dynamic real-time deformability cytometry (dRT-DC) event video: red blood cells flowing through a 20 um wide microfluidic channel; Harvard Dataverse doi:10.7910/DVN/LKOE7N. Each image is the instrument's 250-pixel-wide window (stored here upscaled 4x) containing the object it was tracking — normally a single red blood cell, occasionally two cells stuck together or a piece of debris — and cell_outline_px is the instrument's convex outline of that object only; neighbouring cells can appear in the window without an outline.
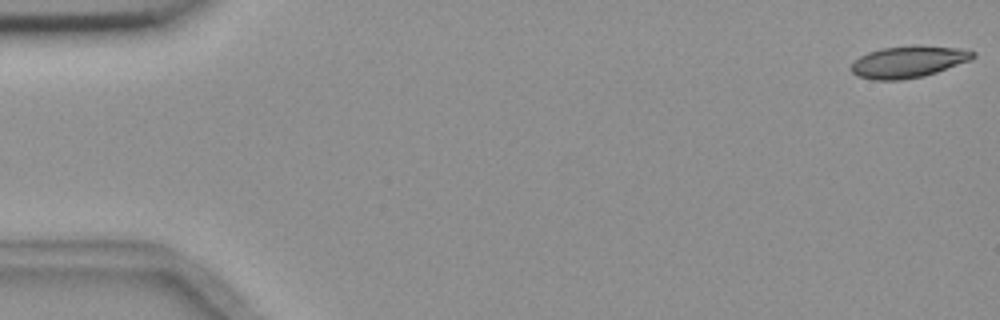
{"species": "common noctule bat (a hibernating species)", "species_latin": "Nyctalus noctula", "temperature_condition": "room temperature", "stored_images_in_passage": 6, "segment_of_instrument_passage": [2, 2], "camera_frame_rate_fps": 3000, "um_per_image_px": 0.085, "animal": {"sex": "female", "body_mass_g": 18.4}, "frame": {"image": 1, "passage_image": 6, "time_ms": 6.0, "image_size_px": [1000, 320], "cell_outline_px": [[976, 56], [972, 60], [924, 76], [900, 80], [872, 80], [856, 76], [848, 68], [860, 56], [868, 52], [880, 48], [956, 48], [976, 52]], "centroid_in_image_um": [77.15, 5.31], "position_along_channel_um": 7.8, "area_um2": 21.73}}